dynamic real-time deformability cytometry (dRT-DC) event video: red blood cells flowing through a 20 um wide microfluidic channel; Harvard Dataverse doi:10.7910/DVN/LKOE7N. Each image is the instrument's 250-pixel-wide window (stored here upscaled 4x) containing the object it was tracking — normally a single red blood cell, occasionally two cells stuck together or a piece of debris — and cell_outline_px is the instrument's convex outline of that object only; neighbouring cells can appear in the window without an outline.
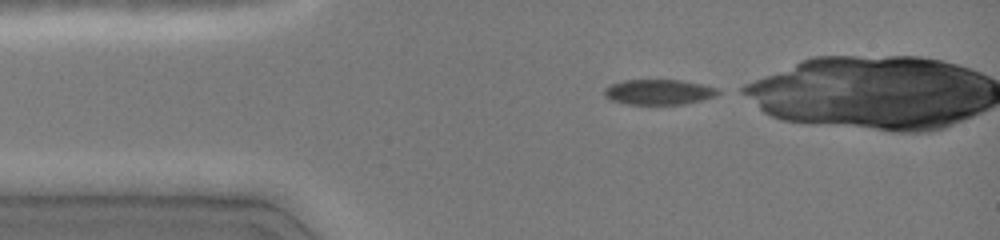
{"species": "common noctule bat (a hibernating species)", "species_latin": "Nyctalus noctula", "temperature_condition": "cold", "stored_images_in_passage": 37, "camera_frame_rate_fps": 3000, "um_per_image_px": 0.085, "animal": {"sex": "female", "body_mass_g": 19.0, "forearm_length_mm": 51.5}, "frame": {"image": 1, "passage_image": 1, "time_ms": 0.0, "image_size_px": [1000, 240], "cell_outline_px": [[724, 92], [716, 96], [684, 104], [628, 104], [612, 100], [604, 96], [604, 88], [612, 84], [624, 80], [680, 80], [700, 84], [716, 88]], "centroid_in_image_um": [56.01, 7.82], "position_along_channel_um": 29.0, "area_um2": 16.65}}
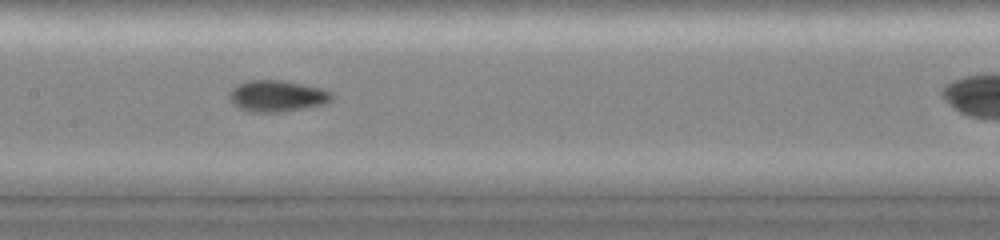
{"frame": {"image": 2, "passage_image": 17, "time_ms": 4.667, "image_size_px": [1000, 240], "cell_outline_px": [[336, 96], [332, 100], [324, 104], [284, 112], [252, 112], [240, 108], [232, 104], [228, 100], [228, 92], [236, 84], [248, 80], [284, 80], [324, 88], [332, 92]], "centroid_in_image_um": [23.56, 8.15], "position_along_channel_um": 183.8, "area_um2": 19.25}}
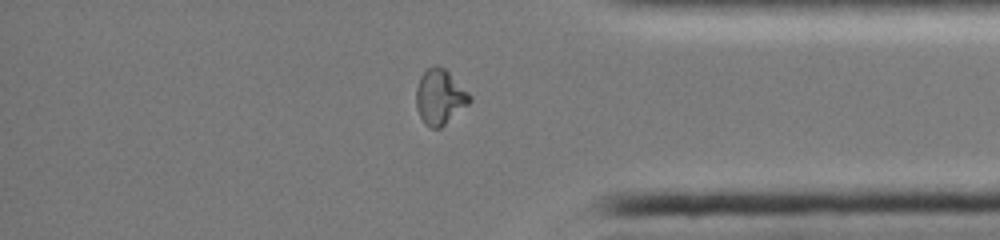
{"frame": {"image": 3, "passage_image": 35, "time_ms": 10.0, "image_size_px": [1000, 240], "cell_outline_px": [[472, 100], [468, 104], [440, 128], [432, 128], [424, 124], [416, 108], [416, 88], [420, 76], [428, 68], [436, 64], [444, 68], [472, 96]], "centroid_in_image_um": [37.37, 8.24], "position_along_channel_um": 397.8, "area_um2": 17.05}}